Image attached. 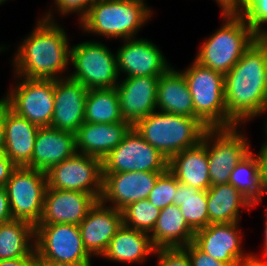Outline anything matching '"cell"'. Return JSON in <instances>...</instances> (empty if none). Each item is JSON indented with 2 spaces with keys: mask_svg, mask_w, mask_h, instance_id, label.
Masks as SVG:
<instances>
[{
  "mask_svg": "<svg viewBox=\"0 0 267 266\" xmlns=\"http://www.w3.org/2000/svg\"><path fill=\"white\" fill-rule=\"evenodd\" d=\"M5 132L3 122V101L0 103V153L4 152Z\"/></svg>",
  "mask_w": 267,
  "mask_h": 266,
  "instance_id": "f6af8a7d",
  "label": "cell"
},
{
  "mask_svg": "<svg viewBox=\"0 0 267 266\" xmlns=\"http://www.w3.org/2000/svg\"><path fill=\"white\" fill-rule=\"evenodd\" d=\"M225 24L208 38L195 58L199 64L226 75L259 36L234 12H222Z\"/></svg>",
  "mask_w": 267,
  "mask_h": 266,
  "instance_id": "277c9868",
  "label": "cell"
},
{
  "mask_svg": "<svg viewBox=\"0 0 267 266\" xmlns=\"http://www.w3.org/2000/svg\"><path fill=\"white\" fill-rule=\"evenodd\" d=\"M96 202L97 199L86 192L46 188L43 212L37 225L64 223L79 226Z\"/></svg>",
  "mask_w": 267,
  "mask_h": 266,
  "instance_id": "9a60e30c",
  "label": "cell"
},
{
  "mask_svg": "<svg viewBox=\"0 0 267 266\" xmlns=\"http://www.w3.org/2000/svg\"><path fill=\"white\" fill-rule=\"evenodd\" d=\"M131 127L125 120L109 124L84 122L75 134L77 153L103 160L122 142Z\"/></svg>",
  "mask_w": 267,
  "mask_h": 266,
  "instance_id": "603a6c76",
  "label": "cell"
},
{
  "mask_svg": "<svg viewBox=\"0 0 267 266\" xmlns=\"http://www.w3.org/2000/svg\"><path fill=\"white\" fill-rule=\"evenodd\" d=\"M13 219L36 226L43 212L46 172L17 167L5 185Z\"/></svg>",
  "mask_w": 267,
  "mask_h": 266,
  "instance_id": "9c48e42d",
  "label": "cell"
},
{
  "mask_svg": "<svg viewBox=\"0 0 267 266\" xmlns=\"http://www.w3.org/2000/svg\"><path fill=\"white\" fill-rule=\"evenodd\" d=\"M161 173L122 172L103 174L101 201L112 202L111 207L122 210L130 203L148 198Z\"/></svg>",
  "mask_w": 267,
  "mask_h": 266,
  "instance_id": "e0dca14e",
  "label": "cell"
},
{
  "mask_svg": "<svg viewBox=\"0 0 267 266\" xmlns=\"http://www.w3.org/2000/svg\"><path fill=\"white\" fill-rule=\"evenodd\" d=\"M159 77H126L115 87L119 96L121 115L132 126L155 112Z\"/></svg>",
  "mask_w": 267,
  "mask_h": 266,
  "instance_id": "ffe728a7",
  "label": "cell"
},
{
  "mask_svg": "<svg viewBox=\"0 0 267 266\" xmlns=\"http://www.w3.org/2000/svg\"><path fill=\"white\" fill-rule=\"evenodd\" d=\"M17 166L4 153H0V187H5L7 181L11 177L12 172Z\"/></svg>",
  "mask_w": 267,
  "mask_h": 266,
  "instance_id": "f35d334b",
  "label": "cell"
},
{
  "mask_svg": "<svg viewBox=\"0 0 267 266\" xmlns=\"http://www.w3.org/2000/svg\"><path fill=\"white\" fill-rule=\"evenodd\" d=\"M152 14L144 0H96L81 26L107 38H133Z\"/></svg>",
  "mask_w": 267,
  "mask_h": 266,
  "instance_id": "8992f818",
  "label": "cell"
},
{
  "mask_svg": "<svg viewBox=\"0 0 267 266\" xmlns=\"http://www.w3.org/2000/svg\"><path fill=\"white\" fill-rule=\"evenodd\" d=\"M22 42L15 55V71L27 79H59L58 72L67 69L70 49L67 35L47 13Z\"/></svg>",
  "mask_w": 267,
  "mask_h": 266,
  "instance_id": "7a4b0ae2",
  "label": "cell"
},
{
  "mask_svg": "<svg viewBox=\"0 0 267 266\" xmlns=\"http://www.w3.org/2000/svg\"><path fill=\"white\" fill-rule=\"evenodd\" d=\"M265 217H266V223H265V242H264V244H265V246H264V256H266L267 257V208H266V211H265Z\"/></svg>",
  "mask_w": 267,
  "mask_h": 266,
  "instance_id": "bcb514c9",
  "label": "cell"
},
{
  "mask_svg": "<svg viewBox=\"0 0 267 266\" xmlns=\"http://www.w3.org/2000/svg\"><path fill=\"white\" fill-rule=\"evenodd\" d=\"M182 73L192 96L197 119L208 129L237 127L227 115L222 73L196 61Z\"/></svg>",
  "mask_w": 267,
  "mask_h": 266,
  "instance_id": "5b68a950",
  "label": "cell"
},
{
  "mask_svg": "<svg viewBox=\"0 0 267 266\" xmlns=\"http://www.w3.org/2000/svg\"><path fill=\"white\" fill-rule=\"evenodd\" d=\"M0 266H38L37 257H22L10 260H0Z\"/></svg>",
  "mask_w": 267,
  "mask_h": 266,
  "instance_id": "b9f144b4",
  "label": "cell"
},
{
  "mask_svg": "<svg viewBox=\"0 0 267 266\" xmlns=\"http://www.w3.org/2000/svg\"><path fill=\"white\" fill-rule=\"evenodd\" d=\"M156 107L162 112L196 118L192 96L182 72L169 68L159 77Z\"/></svg>",
  "mask_w": 267,
  "mask_h": 266,
  "instance_id": "d4e9b609",
  "label": "cell"
},
{
  "mask_svg": "<svg viewBox=\"0 0 267 266\" xmlns=\"http://www.w3.org/2000/svg\"><path fill=\"white\" fill-rule=\"evenodd\" d=\"M35 252L38 260L91 264L78 225L46 224L35 226Z\"/></svg>",
  "mask_w": 267,
  "mask_h": 266,
  "instance_id": "30bf717a",
  "label": "cell"
},
{
  "mask_svg": "<svg viewBox=\"0 0 267 266\" xmlns=\"http://www.w3.org/2000/svg\"><path fill=\"white\" fill-rule=\"evenodd\" d=\"M228 117L237 125L267 109V37H259L224 75Z\"/></svg>",
  "mask_w": 267,
  "mask_h": 266,
  "instance_id": "6da1fadb",
  "label": "cell"
},
{
  "mask_svg": "<svg viewBox=\"0 0 267 266\" xmlns=\"http://www.w3.org/2000/svg\"><path fill=\"white\" fill-rule=\"evenodd\" d=\"M183 249L188 253L192 266H239L215 260L213 257L200 250L193 242L184 246Z\"/></svg>",
  "mask_w": 267,
  "mask_h": 266,
  "instance_id": "8d00e7d4",
  "label": "cell"
},
{
  "mask_svg": "<svg viewBox=\"0 0 267 266\" xmlns=\"http://www.w3.org/2000/svg\"><path fill=\"white\" fill-rule=\"evenodd\" d=\"M234 13L242 16L259 37H267V31L261 29L267 23V0L240 1Z\"/></svg>",
  "mask_w": 267,
  "mask_h": 266,
  "instance_id": "836d02e7",
  "label": "cell"
},
{
  "mask_svg": "<svg viewBox=\"0 0 267 266\" xmlns=\"http://www.w3.org/2000/svg\"><path fill=\"white\" fill-rule=\"evenodd\" d=\"M154 251L150 234L122 225L102 256L113 261L136 263L144 261Z\"/></svg>",
  "mask_w": 267,
  "mask_h": 266,
  "instance_id": "4316f807",
  "label": "cell"
},
{
  "mask_svg": "<svg viewBox=\"0 0 267 266\" xmlns=\"http://www.w3.org/2000/svg\"><path fill=\"white\" fill-rule=\"evenodd\" d=\"M257 158L260 167L261 185L264 194H266L267 193V145L263 144Z\"/></svg>",
  "mask_w": 267,
  "mask_h": 266,
  "instance_id": "ab89813d",
  "label": "cell"
},
{
  "mask_svg": "<svg viewBox=\"0 0 267 266\" xmlns=\"http://www.w3.org/2000/svg\"><path fill=\"white\" fill-rule=\"evenodd\" d=\"M241 1H262V0H241Z\"/></svg>",
  "mask_w": 267,
  "mask_h": 266,
  "instance_id": "c3c4849f",
  "label": "cell"
},
{
  "mask_svg": "<svg viewBox=\"0 0 267 266\" xmlns=\"http://www.w3.org/2000/svg\"><path fill=\"white\" fill-rule=\"evenodd\" d=\"M253 204L230 183L211 186L207 190L209 224L238 222L240 207Z\"/></svg>",
  "mask_w": 267,
  "mask_h": 266,
  "instance_id": "83f0119b",
  "label": "cell"
},
{
  "mask_svg": "<svg viewBox=\"0 0 267 266\" xmlns=\"http://www.w3.org/2000/svg\"><path fill=\"white\" fill-rule=\"evenodd\" d=\"M158 266H192L188 253L183 248L155 249Z\"/></svg>",
  "mask_w": 267,
  "mask_h": 266,
  "instance_id": "d590c367",
  "label": "cell"
},
{
  "mask_svg": "<svg viewBox=\"0 0 267 266\" xmlns=\"http://www.w3.org/2000/svg\"><path fill=\"white\" fill-rule=\"evenodd\" d=\"M122 225L121 210L105 207L101 200H97L79 224L83 246L88 254L102 256Z\"/></svg>",
  "mask_w": 267,
  "mask_h": 266,
  "instance_id": "ac0fdd59",
  "label": "cell"
},
{
  "mask_svg": "<svg viewBox=\"0 0 267 266\" xmlns=\"http://www.w3.org/2000/svg\"><path fill=\"white\" fill-rule=\"evenodd\" d=\"M125 39L126 43L116 53L118 74L127 77L161 76L171 66L161 51L146 39Z\"/></svg>",
  "mask_w": 267,
  "mask_h": 266,
  "instance_id": "d6986e66",
  "label": "cell"
},
{
  "mask_svg": "<svg viewBox=\"0 0 267 266\" xmlns=\"http://www.w3.org/2000/svg\"><path fill=\"white\" fill-rule=\"evenodd\" d=\"M150 239L155 249L183 248L193 242L195 232L189 227L179 206L161 209Z\"/></svg>",
  "mask_w": 267,
  "mask_h": 266,
  "instance_id": "484cf974",
  "label": "cell"
},
{
  "mask_svg": "<svg viewBox=\"0 0 267 266\" xmlns=\"http://www.w3.org/2000/svg\"><path fill=\"white\" fill-rule=\"evenodd\" d=\"M238 223H211L195 232L193 243L215 260L239 265L250 254L245 255L241 250Z\"/></svg>",
  "mask_w": 267,
  "mask_h": 266,
  "instance_id": "2e32d148",
  "label": "cell"
},
{
  "mask_svg": "<svg viewBox=\"0 0 267 266\" xmlns=\"http://www.w3.org/2000/svg\"><path fill=\"white\" fill-rule=\"evenodd\" d=\"M160 211L148 199L130 203L121 210L123 225L151 234L160 215Z\"/></svg>",
  "mask_w": 267,
  "mask_h": 266,
  "instance_id": "d6a6232c",
  "label": "cell"
},
{
  "mask_svg": "<svg viewBox=\"0 0 267 266\" xmlns=\"http://www.w3.org/2000/svg\"><path fill=\"white\" fill-rule=\"evenodd\" d=\"M239 266H267V263L250 254L239 264Z\"/></svg>",
  "mask_w": 267,
  "mask_h": 266,
  "instance_id": "7bdbcfd3",
  "label": "cell"
},
{
  "mask_svg": "<svg viewBox=\"0 0 267 266\" xmlns=\"http://www.w3.org/2000/svg\"><path fill=\"white\" fill-rule=\"evenodd\" d=\"M8 93L3 102L17 115L39 127H50L54 111V79H27Z\"/></svg>",
  "mask_w": 267,
  "mask_h": 266,
  "instance_id": "4fadbf2b",
  "label": "cell"
},
{
  "mask_svg": "<svg viewBox=\"0 0 267 266\" xmlns=\"http://www.w3.org/2000/svg\"><path fill=\"white\" fill-rule=\"evenodd\" d=\"M265 111H267V109ZM265 127H266L265 128L266 129L265 131H266V135H267V122H266V126ZM264 145H267V141L264 143Z\"/></svg>",
  "mask_w": 267,
  "mask_h": 266,
  "instance_id": "7dc6e473",
  "label": "cell"
},
{
  "mask_svg": "<svg viewBox=\"0 0 267 266\" xmlns=\"http://www.w3.org/2000/svg\"><path fill=\"white\" fill-rule=\"evenodd\" d=\"M4 153L17 167L31 163L39 126L17 115L3 102Z\"/></svg>",
  "mask_w": 267,
  "mask_h": 266,
  "instance_id": "7402d4cb",
  "label": "cell"
},
{
  "mask_svg": "<svg viewBox=\"0 0 267 266\" xmlns=\"http://www.w3.org/2000/svg\"><path fill=\"white\" fill-rule=\"evenodd\" d=\"M229 183L253 206L262 200L265 194L261 185L259 161L251 151L234 167Z\"/></svg>",
  "mask_w": 267,
  "mask_h": 266,
  "instance_id": "1f68e13d",
  "label": "cell"
},
{
  "mask_svg": "<svg viewBox=\"0 0 267 266\" xmlns=\"http://www.w3.org/2000/svg\"><path fill=\"white\" fill-rule=\"evenodd\" d=\"M70 62L76 70L68 77L85 88H115L118 85L117 58L100 42H83L71 47Z\"/></svg>",
  "mask_w": 267,
  "mask_h": 266,
  "instance_id": "52a82bcc",
  "label": "cell"
},
{
  "mask_svg": "<svg viewBox=\"0 0 267 266\" xmlns=\"http://www.w3.org/2000/svg\"><path fill=\"white\" fill-rule=\"evenodd\" d=\"M13 220L10 212L7 191L5 187H0V224Z\"/></svg>",
  "mask_w": 267,
  "mask_h": 266,
  "instance_id": "60d3db41",
  "label": "cell"
},
{
  "mask_svg": "<svg viewBox=\"0 0 267 266\" xmlns=\"http://www.w3.org/2000/svg\"><path fill=\"white\" fill-rule=\"evenodd\" d=\"M47 188L80 191L101 199L103 190L102 160L76 153L46 172Z\"/></svg>",
  "mask_w": 267,
  "mask_h": 266,
  "instance_id": "8fae6325",
  "label": "cell"
},
{
  "mask_svg": "<svg viewBox=\"0 0 267 266\" xmlns=\"http://www.w3.org/2000/svg\"><path fill=\"white\" fill-rule=\"evenodd\" d=\"M168 170L178 182L188 186L199 190L211 187L207 147L202 142L171 157L168 160Z\"/></svg>",
  "mask_w": 267,
  "mask_h": 266,
  "instance_id": "cb8c5ba5",
  "label": "cell"
},
{
  "mask_svg": "<svg viewBox=\"0 0 267 266\" xmlns=\"http://www.w3.org/2000/svg\"><path fill=\"white\" fill-rule=\"evenodd\" d=\"M133 127L141 137L168 160L198 145L208 128L197 118L155 111Z\"/></svg>",
  "mask_w": 267,
  "mask_h": 266,
  "instance_id": "3957f363",
  "label": "cell"
},
{
  "mask_svg": "<svg viewBox=\"0 0 267 266\" xmlns=\"http://www.w3.org/2000/svg\"><path fill=\"white\" fill-rule=\"evenodd\" d=\"M77 153L76 136L52 127H40L34 145L31 163L27 168L47 172Z\"/></svg>",
  "mask_w": 267,
  "mask_h": 266,
  "instance_id": "44dd1931",
  "label": "cell"
},
{
  "mask_svg": "<svg viewBox=\"0 0 267 266\" xmlns=\"http://www.w3.org/2000/svg\"><path fill=\"white\" fill-rule=\"evenodd\" d=\"M103 174L156 172L168 169V159L145 141L132 126L122 142L102 160Z\"/></svg>",
  "mask_w": 267,
  "mask_h": 266,
  "instance_id": "ba28073f",
  "label": "cell"
},
{
  "mask_svg": "<svg viewBox=\"0 0 267 266\" xmlns=\"http://www.w3.org/2000/svg\"><path fill=\"white\" fill-rule=\"evenodd\" d=\"M177 191V178L167 169L161 173L154 188L148 195V200L160 210L173 204L174 195Z\"/></svg>",
  "mask_w": 267,
  "mask_h": 266,
  "instance_id": "e575fe53",
  "label": "cell"
},
{
  "mask_svg": "<svg viewBox=\"0 0 267 266\" xmlns=\"http://www.w3.org/2000/svg\"><path fill=\"white\" fill-rule=\"evenodd\" d=\"M35 226L24 220L13 219L0 224V260L22 257H37L35 242Z\"/></svg>",
  "mask_w": 267,
  "mask_h": 266,
  "instance_id": "f1b7e54d",
  "label": "cell"
},
{
  "mask_svg": "<svg viewBox=\"0 0 267 266\" xmlns=\"http://www.w3.org/2000/svg\"><path fill=\"white\" fill-rule=\"evenodd\" d=\"M173 204L179 206L185 221L194 232L209 225L207 190H199L177 181Z\"/></svg>",
  "mask_w": 267,
  "mask_h": 266,
  "instance_id": "f546056e",
  "label": "cell"
},
{
  "mask_svg": "<svg viewBox=\"0 0 267 266\" xmlns=\"http://www.w3.org/2000/svg\"><path fill=\"white\" fill-rule=\"evenodd\" d=\"M38 266H91V264H74L49 260H38Z\"/></svg>",
  "mask_w": 267,
  "mask_h": 266,
  "instance_id": "ee69618b",
  "label": "cell"
},
{
  "mask_svg": "<svg viewBox=\"0 0 267 266\" xmlns=\"http://www.w3.org/2000/svg\"><path fill=\"white\" fill-rule=\"evenodd\" d=\"M96 0H55L58 12L63 15L71 12H80L82 21L88 14L90 7Z\"/></svg>",
  "mask_w": 267,
  "mask_h": 266,
  "instance_id": "74e56055",
  "label": "cell"
},
{
  "mask_svg": "<svg viewBox=\"0 0 267 266\" xmlns=\"http://www.w3.org/2000/svg\"><path fill=\"white\" fill-rule=\"evenodd\" d=\"M116 88L89 89L85 101V122L109 124L122 122Z\"/></svg>",
  "mask_w": 267,
  "mask_h": 266,
  "instance_id": "4dcf8cb0",
  "label": "cell"
},
{
  "mask_svg": "<svg viewBox=\"0 0 267 266\" xmlns=\"http://www.w3.org/2000/svg\"><path fill=\"white\" fill-rule=\"evenodd\" d=\"M62 78L55 80V103L50 127L76 134L85 122L88 89L69 77Z\"/></svg>",
  "mask_w": 267,
  "mask_h": 266,
  "instance_id": "5bb4252c",
  "label": "cell"
},
{
  "mask_svg": "<svg viewBox=\"0 0 267 266\" xmlns=\"http://www.w3.org/2000/svg\"><path fill=\"white\" fill-rule=\"evenodd\" d=\"M236 130L215 128L204 133L201 142L207 147L211 186L229 183L234 167L250 152L244 135Z\"/></svg>",
  "mask_w": 267,
  "mask_h": 266,
  "instance_id": "7c38bea8",
  "label": "cell"
}]
</instances>
